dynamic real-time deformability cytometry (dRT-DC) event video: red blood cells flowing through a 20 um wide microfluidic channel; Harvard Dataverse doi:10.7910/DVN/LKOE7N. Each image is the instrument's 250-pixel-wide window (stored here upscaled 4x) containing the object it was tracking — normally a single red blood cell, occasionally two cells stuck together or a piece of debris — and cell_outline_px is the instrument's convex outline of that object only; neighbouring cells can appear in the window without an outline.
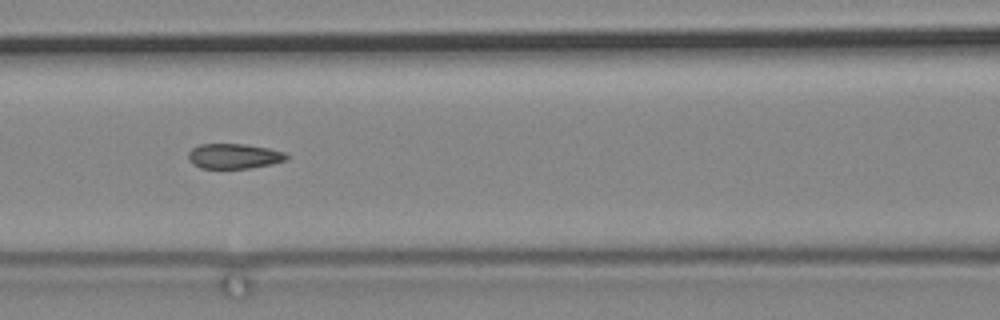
{"species": "common noctule bat (a hibernating species)", "species_latin": "Nyctalus noctula", "temperature_condition": "cold", "stored_images_in_passage": 81, "segment_of_instrument_passage": [2, 2], "camera_frame_rate_fps": 3000, "um_per_image_px": 0.085, "animal": {"sex": "male", "body_mass_g": 19.2, "forearm_length_mm": 51.8}, "frame": {"image": 1, "passage_image": 45, "time_ms": 14.667, "image_size_px": [1000, 320], "cell_outline_px": [[288, 160], [272, 164], [248, 168], [200, 168], [192, 164], [188, 156], [188, 152], [192, 148], [200, 144], [244, 144], [268, 148], [284, 152], [288, 156]], "centroid_in_image_um": [19.89, 13.27], "position_along_channel_um": 146.7, "area_um2": 14.33}}
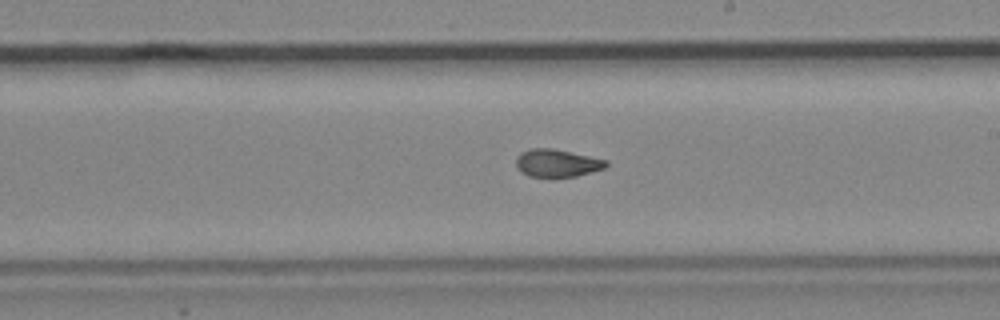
{"frame": {"image": 2, "passage_image": 54, "time_ms": 17.667, "image_size_px": [1000, 320], "cell_outline_px": [[608, 164], [604, 168], [592, 172], [576, 176], [528, 176], [520, 172], [516, 168], [516, 156], [520, 152], [528, 148], [552, 148], [608, 160]], "centroid_in_image_um": [47.31, 13.85], "position_along_channel_um": 241.7, "area_um2": 14.57}}
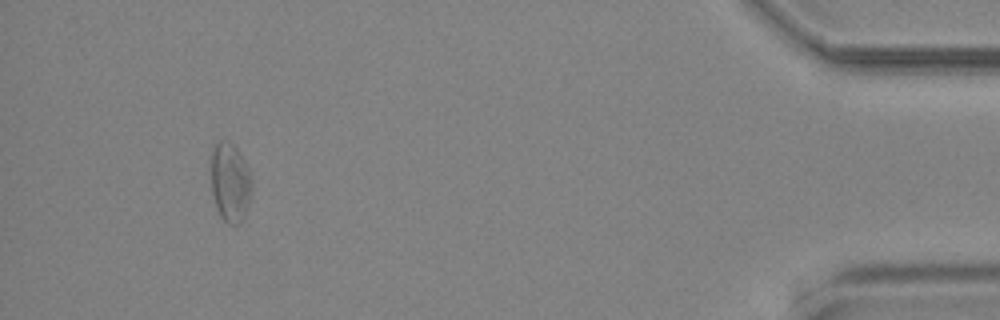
{"frame": {"image": 3, "passage_image": 77, "time_ms": 25.333, "image_size_px": [1000, 320], "cell_outline_px": [[252, 188], [248, 204], [244, 216], [240, 224], [228, 224], [220, 216], [216, 208], [212, 192], [208, 168], [208, 160], [212, 144], [220, 140], [228, 140], [236, 148], [248, 168], [252, 180]], "centroid_in_image_um": [19.49, 15.44], "position_along_channel_um": 415.7, "area_um2": 19.59}}